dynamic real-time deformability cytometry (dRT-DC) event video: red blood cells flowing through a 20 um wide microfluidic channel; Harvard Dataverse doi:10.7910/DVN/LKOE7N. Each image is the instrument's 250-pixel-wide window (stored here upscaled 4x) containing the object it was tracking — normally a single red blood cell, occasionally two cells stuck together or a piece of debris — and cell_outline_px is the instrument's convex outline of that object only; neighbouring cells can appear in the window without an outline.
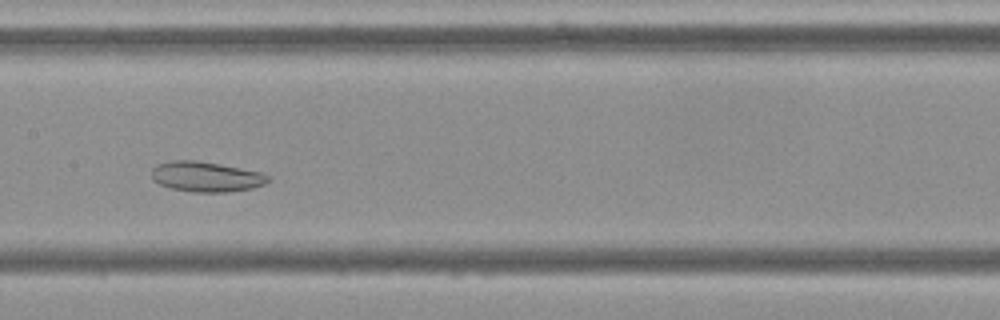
{"species": "Egyptian fruit bat (a non-hibernating species)", "species_latin": "Rousettus aegyptiacus", "temperature_condition": "cold", "stored_images_in_passage": 50, "camera_frame_rate_fps": 3000, "um_per_image_px": 0.085, "frame": {"image": 1, "passage_image": 22, "time_ms": 7.0, "image_size_px": [1000, 320], "cell_outline_px": [[272, 180], [264, 184], [252, 188], [228, 192], [192, 192], [168, 188], [152, 180], [152, 168], [156, 164], [172, 160], [196, 160], [220, 164], [264, 172]], "centroid_in_image_um": [17.52, 15.02], "position_along_channel_um": 189.9, "area_um2": 20.81}}
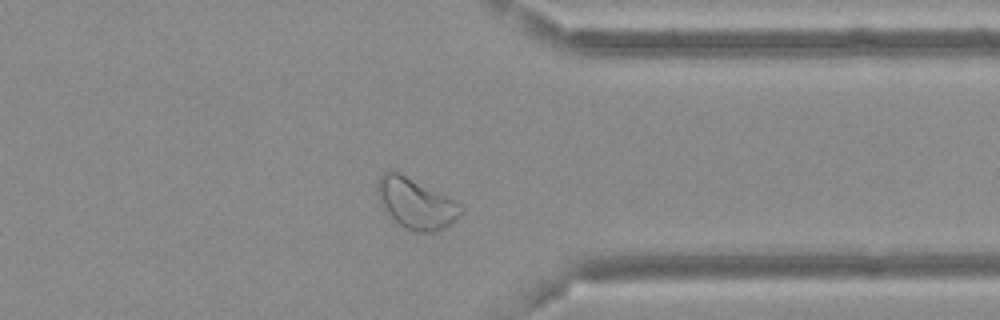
{"frame": {"image": 2, "passage_image": 38, "time_ms": 12.333, "image_size_px": [1000, 320], "cell_outline_px": [[464, 212], [460, 216], [444, 228], [432, 232], [416, 232], [404, 228], [384, 208], [380, 200], [380, 176], [384, 172], [396, 168], [464, 204]], "centroid_in_image_um": [35.45, 17.24], "position_along_channel_um": 375.9, "area_um2": 24.8}}
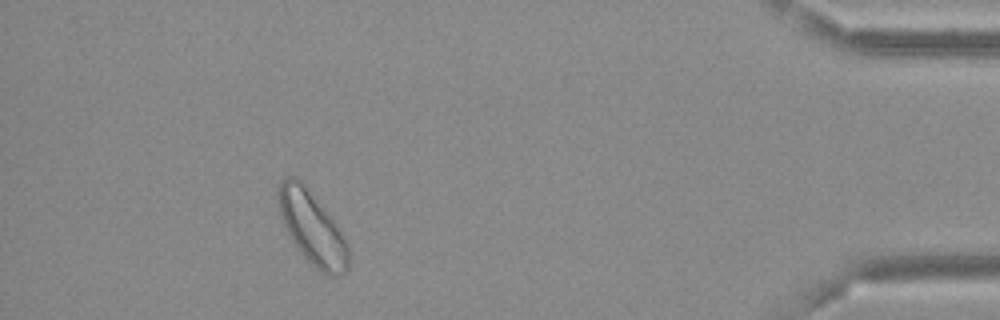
{"frame": {"image": 3, "passage_image": 45, "time_ms": 14.667, "image_size_px": [1000, 320], "cell_outline_px": [[348, 272], [340, 276], [328, 276], [320, 272], [304, 256], [292, 240], [280, 216], [276, 192], [280, 180], [288, 176], [292, 176], [300, 180], [304, 184], [336, 224], [348, 244]], "centroid_in_image_um": [26.52, 19.39], "position_along_channel_um": 408.7, "area_um2": 29.54}, "authors_computed_cell_mechanics": {"area_um2": 26.877, "velocity_mm_per_s": 3.5841, "shape_relaxation_time_tau1_ms": null, "shape_relaxation_time_tau2_ms": 4.4103, "deformation_change_tau1": null, "deformation_change_tau2": 0.1041}}